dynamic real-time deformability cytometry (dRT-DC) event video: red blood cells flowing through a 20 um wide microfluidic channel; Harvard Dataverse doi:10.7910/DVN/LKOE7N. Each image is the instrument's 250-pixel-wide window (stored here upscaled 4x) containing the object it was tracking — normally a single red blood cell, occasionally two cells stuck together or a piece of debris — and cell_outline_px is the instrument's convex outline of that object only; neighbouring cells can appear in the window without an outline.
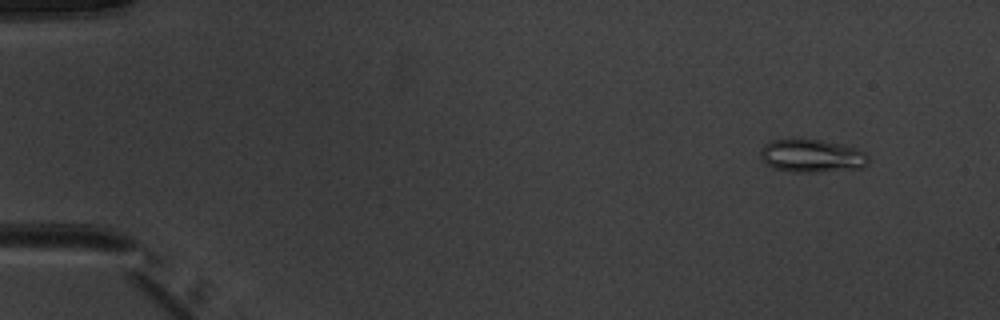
{"species": "common noctule bat (a hibernating species)", "species_latin": "Nyctalus noctula", "temperature_condition": "warm", "stored_images_in_passage": 47, "camera_frame_rate_fps": 3000, "um_per_image_px": 0.085, "animal": {"sex": "male", "body_mass_g": 20.1, "forearm_length_mm": 53.5}, "frame": {"image": 1, "passage_image": 1, "time_ms": 0.0, "image_size_px": [1000, 320], "cell_outline_px": [[868, 164], [864, 168], [820, 172], [792, 172], [772, 168], [760, 156], [760, 148], [764, 144], [772, 140], [820, 140], [844, 144], [864, 152], [868, 156]], "centroid_in_image_um": [69.02, 13.27], "position_along_channel_um": 16.0, "area_um2": 20.81}}
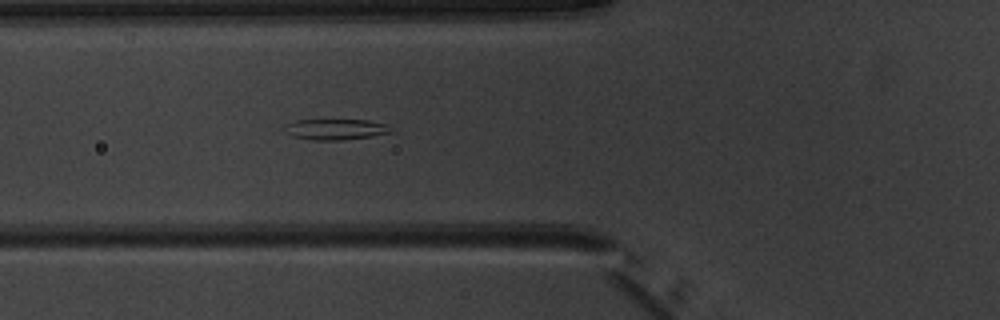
{"frame": {"image": 2, "passage_image": 16, "time_ms": 5.0, "image_size_px": [1000, 320], "cell_outline_px": [[392, 132], [372, 136], [344, 140], [312, 140], [292, 136], [288, 132], [284, 124], [296, 120], [368, 120], [388, 124]], "centroid_in_image_um": [28.55, 10.99], "position_along_channel_um": 97.3, "area_um2": 12.83}}
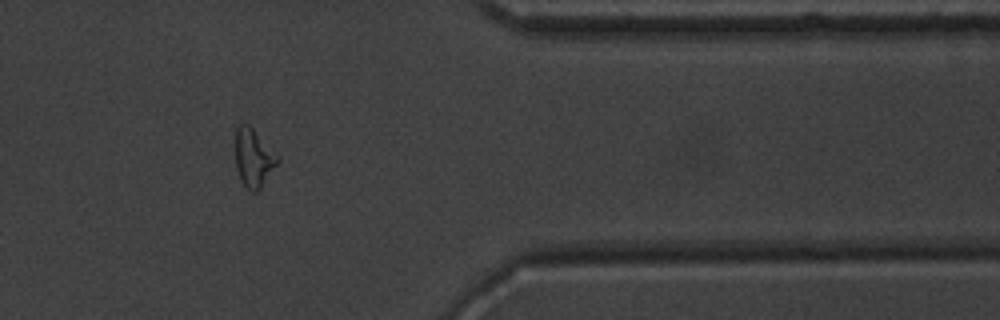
{"frame": {"image": 3, "passage_image": 39, "time_ms": 12.667, "image_size_px": [1000, 320], "cell_outline_px": [[280, 160], [260, 188], [256, 192], [252, 192], [240, 180], [236, 168], [236, 128], [240, 124], [248, 124], [252, 128]], "centroid_in_image_um": [21.52, 13.44], "position_along_channel_um": 389.9, "area_um2": 13.76}, "authors_computed_cell_mechanics": {"area_um2": 13.4674, "velocity_mm_per_s": 4.0088, "shape_relaxation_time_tau1_ms": null, "shape_relaxation_time_tau2_ms": 10.7867, "deformation_change_tau1": null, "deformation_change_tau2": 0.1799}}